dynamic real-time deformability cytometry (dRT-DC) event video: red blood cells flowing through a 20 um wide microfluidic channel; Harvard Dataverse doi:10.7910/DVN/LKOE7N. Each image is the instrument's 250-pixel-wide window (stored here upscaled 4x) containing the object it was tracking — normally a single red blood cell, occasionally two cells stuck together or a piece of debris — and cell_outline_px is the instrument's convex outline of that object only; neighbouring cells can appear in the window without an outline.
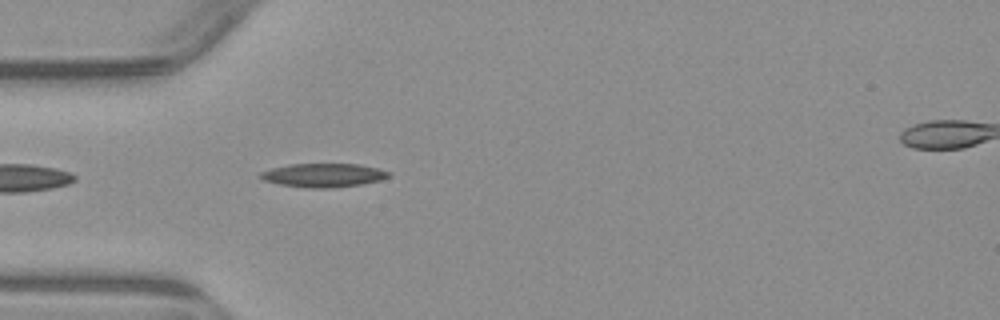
{"species": "common noctule bat (a hibernating species)", "species_latin": "Nyctalus noctula", "temperature_condition": "warm", "stored_images_in_passage": 4, "segment_of_instrument_passage": [1, 2], "camera_frame_rate_fps": 3000, "um_per_image_px": 0.085, "animal": {"sex": "male", "body_mass_g": 23.1, "forearm_length_mm": 52.7}, "frame": {"image": 1, "passage_image": 3, "time_ms": 3.0, "image_size_px": [1000, 320], "cell_outline_px": [[392, 176], [380, 180], [360, 184], [332, 188], [308, 188], [280, 184], [264, 180], [256, 176], [260, 172], [272, 168], [288, 164], [360, 164], [392, 172]], "centroid_in_image_um": [27.49, 14.89], "position_along_channel_um": 57.5, "area_um2": 17.8}}